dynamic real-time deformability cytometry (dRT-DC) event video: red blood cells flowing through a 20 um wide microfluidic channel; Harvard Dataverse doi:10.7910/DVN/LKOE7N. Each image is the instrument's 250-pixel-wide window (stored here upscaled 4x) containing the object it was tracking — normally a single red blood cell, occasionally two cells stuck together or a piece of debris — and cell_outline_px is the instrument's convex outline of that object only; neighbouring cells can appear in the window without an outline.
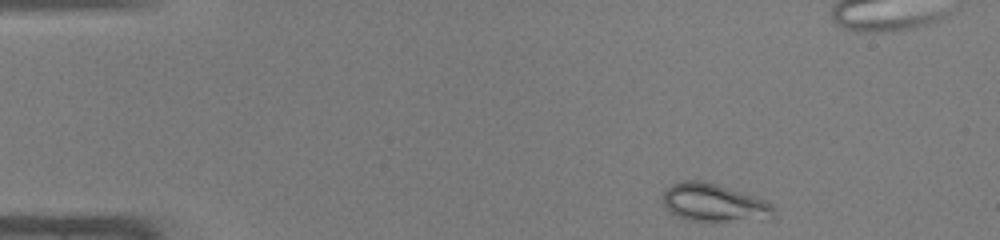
{"species": "common noctule bat (a hibernating species)", "species_latin": "Nyctalus noctula", "temperature_condition": "warm", "stored_images_in_passage": 15, "camera_frame_rate_fps": 3000, "um_per_image_px": 0.085, "animal": {"sex": "male", "body_mass_g": 19.0, "forearm_length_mm": 50.8}, "frame": {"image": 1, "passage_image": 1, "time_ms": 0.0, "image_size_px": [1000, 240], "cell_outline_px": [[776, 216], [772, 220], [688, 220], [672, 212], [664, 204], [664, 192], [672, 184], [680, 180], [704, 180], [764, 200], [772, 204]], "centroid_in_image_um": [60.74, 17.23], "position_along_channel_um": 24.3, "area_um2": 24.1}}
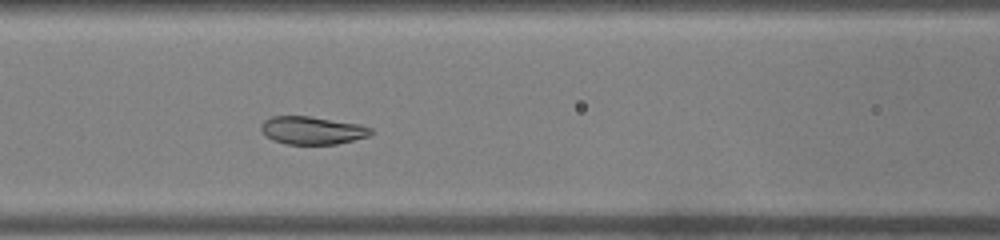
{"frame": {"image": 2, "passage_image": 15, "time_ms": 4.667, "image_size_px": [1000, 240], "cell_outline_px": [[372, 132], [368, 136], [336, 144], [284, 144], [272, 140], [264, 136], [260, 128], [260, 124], [264, 120], [272, 116], [308, 116], [360, 124], [372, 128]], "centroid_in_image_um": [26.48, 11.08], "position_along_channel_um": 140.1, "area_um2": 17.92}}